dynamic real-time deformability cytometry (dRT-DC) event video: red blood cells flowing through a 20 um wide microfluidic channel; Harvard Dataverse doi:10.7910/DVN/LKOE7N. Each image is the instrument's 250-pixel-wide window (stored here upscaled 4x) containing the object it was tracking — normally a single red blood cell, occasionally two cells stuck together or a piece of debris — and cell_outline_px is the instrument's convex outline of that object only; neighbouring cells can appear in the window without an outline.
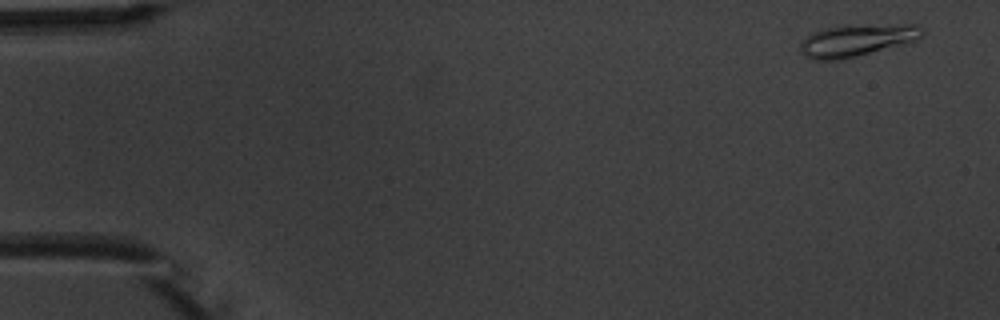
{"species": "common noctule bat (a hibernating species)", "species_latin": "Nyctalus noctula", "temperature_condition": "warm", "stored_images_in_passage": 4, "camera_frame_rate_fps": 3000, "um_per_image_px": 0.085, "animal": {"sex": "male", "body_mass_g": 20.1, "forearm_length_mm": 53.5}, "frame": {"image": 1, "passage_image": 1, "time_ms": 0.0, "image_size_px": [1000, 320], "cell_outline_px": [[924, 32], [920, 40], [836, 60], [812, 60], [804, 56], [800, 52], [800, 44], [812, 32], [828, 28], [848, 24], [916, 24], [924, 28]], "centroid_in_image_um": [72.87, 3.39], "position_along_channel_um": 12.1, "area_um2": 22.89}}